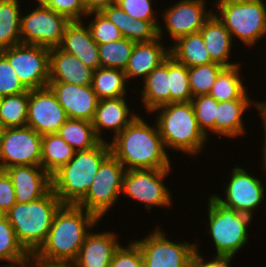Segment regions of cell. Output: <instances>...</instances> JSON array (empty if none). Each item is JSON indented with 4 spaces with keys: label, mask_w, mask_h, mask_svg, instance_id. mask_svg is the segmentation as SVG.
<instances>
[{
    "label": "cell",
    "mask_w": 266,
    "mask_h": 267,
    "mask_svg": "<svg viewBox=\"0 0 266 267\" xmlns=\"http://www.w3.org/2000/svg\"><path fill=\"white\" fill-rule=\"evenodd\" d=\"M143 84L140 102L146 112L150 113L155 108L170 103L168 57L144 79Z\"/></svg>",
    "instance_id": "cell-27"
},
{
    "label": "cell",
    "mask_w": 266,
    "mask_h": 267,
    "mask_svg": "<svg viewBox=\"0 0 266 267\" xmlns=\"http://www.w3.org/2000/svg\"><path fill=\"white\" fill-rule=\"evenodd\" d=\"M2 99H3V96L0 95V106H1V103H2Z\"/></svg>",
    "instance_id": "cell-52"
},
{
    "label": "cell",
    "mask_w": 266,
    "mask_h": 267,
    "mask_svg": "<svg viewBox=\"0 0 266 267\" xmlns=\"http://www.w3.org/2000/svg\"><path fill=\"white\" fill-rule=\"evenodd\" d=\"M62 205L50 189L41 198L28 202H16L4 215L12 225L18 241L33 256L45 242L56 211Z\"/></svg>",
    "instance_id": "cell-5"
},
{
    "label": "cell",
    "mask_w": 266,
    "mask_h": 267,
    "mask_svg": "<svg viewBox=\"0 0 266 267\" xmlns=\"http://www.w3.org/2000/svg\"><path fill=\"white\" fill-rule=\"evenodd\" d=\"M168 74L170 77V103L189 102L192 94L190 89L188 68L173 56H168Z\"/></svg>",
    "instance_id": "cell-38"
},
{
    "label": "cell",
    "mask_w": 266,
    "mask_h": 267,
    "mask_svg": "<svg viewBox=\"0 0 266 267\" xmlns=\"http://www.w3.org/2000/svg\"><path fill=\"white\" fill-rule=\"evenodd\" d=\"M250 105L256 107L260 117L266 112V101L234 99L218 102L214 122V134L235 139L238 136H242L246 132L243 115L250 108Z\"/></svg>",
    "instance_id": "cell-19"
},
{
    "label": "cell",
    "mask_w": 266,
    "mask_h": 267,
    "mask_svg": "<svg viewBox=\"0 0 266 267\" xmlns=\"http://www.w3.org/2000/svg\"><path fill=\"white\" fill-rule=\"evenodd\" d=\"M35 8L21 15V43L49 49L59 47L66 26L71 21L45 5H37Z\"/></svg>",
    "instance_id": "cell-13"
},
{
    "label": "cell",
    "mask_w": 266,
    "mask_h": 267,
    "mask_svg": "<svg viewBox=\"0 0 266 267\" xmlns=\"http://www.w3.org/2000/svg\"><path fill=\"white\" fill-rule=\"evenodd\" d=\"M58 134L75 150L86 151L97 146L101 140L96 136L92 122L68 118Z\"/></svg>",
    "instance_id": "cell-32"
},
{
    "label": "cell",
    "mask_w": 266,
    "mask_h": 267,
    "mask_svg": "<svg viewBox=\"0 0 266 267\" xmlns=\"http://www.w3.org/2000/svg\"><path fill=\"white\" fill-rule=\"evenodd\" d=\"M225 66L212 62L188 68V77L192 97L209 95L212 86Z\"/></svg>",
    "instance_id": "cell-37"
},
{
    "label": "cell",
    "mask_w": 266,
    "mask_h": 267,
    "mask_svg": "<svg viewBox=\"0 0 266 267\" xmlns=\"http://www.w3.org/2000/svg\"><path fill=\"white\" fill-rule=\"evenodd\" d=\"M28 89L20 82L15 70L0 53V95H16Z\"/></svg>",
    "instance_id": "cell-42"
},
{
    "label": "cell",
    "mask_w": 266,
    "mask_h": 267,
    "mask_svg": "<svg viewBox=\"0 0 266 267\" xmlns=\"http://www.w3.org/2000/svg\"><path fill=\"white\" fill-rule=\"evenodd\" d=\"M68 118L92 122L99 98L92 85L79 86L69 83H48Z\"/></svg>",
    "instance_id": "cell-17"
},
{
    "label": "cell",
    "mask_w": 266,
    "mask_h": 267,
    "mask_svg": "<svg viewBox=\"0 0 266 267\" xmlns=\"http://www.w3.org/2000/svg\"><path fill=\"white\" fill-rule=\"evenodd\" d=\"M240 64L225 67L217 77L215 84L209 93L218 102L234 99H251L247 89L243 85L244 76L240 75Z\"/></svg>",
    "instance_id": "cell-29"
},
{
    "label": "cell",
    "mask_w": 266,
    "mask_h": 267,
    "mask_svg": "<svg viewBox=\"0 0 266 267\" xmlns=\"http://www.w3.org/2000/svg\"><path fill=\"white\" fill-rule=\"evenodd\" d=\"M231 171L230 180L224 188L226 198L223 199L219 194L214 196L223 205L253 217L266 197L265 187L260 179L248 174L242 167L236 166Z\"/></svg>",
    "instance_id": "cell-14"
},
{
    "label": "cell",
    "mask_w": 266,
    "mask_h": 267,
    "mask_svg": "<svg viewBox=\"0 0 266 267\" xmlns=\"http://www.w3.org/2000/svg\"><path fill=\"white\" fill-rule=\"evenodd\" d=\"M111 154L107 141L74 157L51 175V189L62 204L77 205L87 194L102 162Z\"/></svg>",
    "instance_id": "cell-3"
},
{
    "label": "cell",
    "mask_w": 266,
    "mask_h": 267,
    "mask_svg": "<svg viewBox=\"0 0 266 267\" xmlns=\"http://www.w3.org/2000/svg\"><path fill=\"white\" fill-rule=\"evenodd\" d=\"M111 141L109 142L111 154L126 171L172 167L156 122L153 127L143 117L137 115Z\"/></svg>",
    "instance_id": "cell-2"
},
{
    "label": "cell",
    "mask_w": 266,
    "mask_h": 267,
    "mask_svg": "<svg viewBox=\"0 0 266 267\" xmlns=\"http://www.w3.org/2000/svg\"><path fill=\"white\" fill-rule=\"evenodd\" d=\"M30 265H32V266H30ZM36 267L35 265H33L31 262H29V263H27V264H25V265H22V266H18V267Z\"/></svg>",
    "instance_id": "cell-51"
},
{
    "label": "cell",
    "mask_w": 266,
    "mask_h": 267,
    "mask_svg": "<svg viewBox=\"0 0 266 267\" xmlns=\"http://www.w3.org/2000/svg\"><path fill=\"white\" fill-rule=\"evenodd\" d=\"M152 0H117L116 3L119 7L124 10L130 17L137 20L150 21L157 29L158 36H165L164 28L160 26L159 21L157 20L156 14H154V8L152 6Z\"/></svg>",
    "instance_id": "cell-40"
},
{
    "label": "cell",
    "mask_w": 266,
    "mask_h": 267,
    "mask_svg": "<svg viewBox=\"0 0 266 267\" xmlns=\"http://www.w3.org/2000/svg\"><path fill=\"white\" fill-rule=\"evenodd\" d=\"M156 124L165 149L188 155L204 151L209 138L199 128L191 101L168 103L155 108Z\"/></svg>",
    "instance_id": "cell-4"
},
{
    "label": "cell",
    "mask_w": 266,
    "mask_h": 267,
    "mask_svg": "<svg viewBox=\"0 0 266 267\" xmlns=\"http://www.w3.org/2000/svg\"><path fill=\"white\" fill-rule=\"evenodd\" d=\"M16 203L14 186L5 171L0 170V211L5 214Z\"/></svg>",
    "instance_id": "cell-45"
},
{
    "label": "cell",
    "mask_w": 266,
    "mask_h": 267,
    "mask_svg": "<svg viewBox=\"0 0 266 267\" xmlns=\"http://www.w3.org/2000/svg\"><path fill=\"white\" fill-rule=\"evenodd\" d=\"M38 2V5H46L49 0H36Z\"/></svg>",
    "instance_id": "cell-50"
},
{
    "label": "cell",
    "mask_w": 266,
    "mask_h": 267,
    "mask_svg": "<svg viewBox=\"0 0 266 267\" xmlns=\"http://www.w3.org/2000/svg\"><path fill=\"white\" fill-rule=\"evenodd\" d=\"M19 0H0V50L21 44Z\"/></svg>",
    "instance_id": "cell-31"
},
{
    "label": "cell",
    "mask_w": 266,
    "mask_h": 267,
    "mask_svg": "<svg viewBox=\"0 0 266 267\" xmlns=\"http://www.w3.org/2000/svg\"><path fill=\"white\" fill-rule=\"evenodd\" d=\"M130 110L125 96L99 100L92 120L96 136L101 141H107L102 137L105 130L112 132V138L121 133L137 116V113Z\"/></svg>",
    "instance_id": "cell-20"
},
{
    "label": "cell",
    "mask_w": 266,
    "mask_h": 267,
    "mask_svg": "<svg viewBox=\"0 0 266 267\" xmlns=\"http://www.w3.org/2000/svg\"><path fill=\"white\" fill-rule=\"evenodd\" d=\"M134 45V41L124 37L106 44H98L101 67L124 71L128 65Z\"/></svg>",
    "instance_id": "cell-36"
},
{
    "label": "cell",
    "mask_w": 266,
    "mask_h": 267,
    "mask_svg": "<svg viewBox=\"0 0 266 267\" xmlns=\"http://www.w3.org/2000/svg\"><path fill=\"white\" fill-rule=\"evenodd\" d=\"M205 5V0H179L163 10L164 28L173 42L188 34L200 32L214 13L211 9L207 11Z\"/></svg>",
    "instance_id": "cell-16"
},
{
    "label": "cell",
    "mask_w": 266,
    "mask_h": 267,
    "mask_svg": "<svg viewBox=\"0 0 266 267\" xmlns=\"http://www.w3.org/2000/svg\"><path fill=\"white\" fill-rule=\"evenodd\" d=\"M213 6L218 8L214 14L229 31L233 41L236 36L246 47H253L266 35L264 0H223Z\"/></svg>",
    "instance_id": "cell-6"
},
{
    "label": "cell",
    "mask_w": 266,
    "mask_h": 267,
    "mask_svg": "<svg viewBox=\"0 0 266 267\" xmlns=\"http://www.w3.org/2000/svg\"><path fill=\"white\" fill-rule=\"evenodd\" d=\"M127 84L123 70L100 67L93 72L91 85L99 100L126 96Z\"/></svg>",
    "instance_id": "cell-34"
},
{
    "label": "cell",
    "mask_w": 266,
    "mask_h": 267,
    "mask_svg": "<svg viewBox=\"0 0 266 267\" xmlns=\"http://www.w3.org/2000/svg\"><path fill=\"white\" fill-rule=\"evenodd\" d=\"M56 13L62 14L70 21H82L86 17L83 0H49L45 5Z\"/></svg>",
    "instance_id": "cell-44"
},
{
    "label": "cell",
    "mask_w": 266,
    "mask_h": 267,
    "mask_svg": "<svg viewBox=\"0 0 266 267\" xmlns=\"http://www.w3.org/2000/svg\"><path fill=\"white\" fill-rule=\"evenodd\" d=\"M117 0H83L87 13L100 12L109 5L115 4Z\"/></svg>",
    "instance_id": "cell-47"
},
{
    "label": "cell",
    "mask_w": 266,
    "mask_h": 267,
    "mask_svg": "<svg viewBox=\"0 0 266 267\" xmlns=\"http://www.w3.org/2000/svg\"><path fill=\"white\" fill-rule=\"evenodd\" d=\"M193 105L196 120L199 128L207 137L209 132L214 133V122L218 107V101L210 95H200L191 99Z\"/></svg>",
    "instance_id": "cell-39"
},
{
    "label": "cell",
    "mask_w": 266,
    "mask_h": 267,
    "mask_svg": "<svg viewBox=\"0 0 266 267\" xmlns=\"http://www.w3.org/2000/svg\"><path fill=\"white\" fill-rule=\"evenodd\" d=\"M114 232H89L76 260V267H109L115 251L120 247Z\"/></svg>",
    "instance_id": "cell-23"
},
{
    "label": "cell",
    "mask_w": 266,
    "mask_h": 267,
    "mask_svg": "<svg viewBox=\"0 0 266 267\" xmlns=\"http://www.w3.org/2000/svg\"><path fill=\"white\" fill-rule=\"evenodd\" d=\"M4 171L12 181L18 203L35 201L51 189V176L42 166H14Z\"/></svg>",
    "instance_id": "cell-18"
},
{
    "label": "cell",
    "mask_w": 266,
    "mask_h": 267,
    "mask_svg": "<svg viewBox=\"0 0 266 267\" xmlns=\"http://www.w3.org/2000/svg\"><path fill=\"white\" fill-rule=\"evenodd\" d=\"M158 36L149 42H135L128 65L124 70L127 81L144 79L170 55V47ZM141 76V77H140Z\"/></svg>",
    "instance_id": "cell-24"
},
{
    "label": "cell",
    "mask_w": 266,
    "mask_h": 267,
    "mask_svg": "<svg viewBox=\"0 0 266 267\" xmlns=\"http://www.w3.org/2000/svg\"><path fill=\"white\" fill-rule=\"evenodd\" d=\"M4 214L0 211V218L3 216Z\"/></svg>",
    "instance_id": "cell-53"
},
{
    "label": "cell",
    "mask_w": 266,
    "mask_h": 267,
    "mask_svg": "<svg viewBox=\"0 0 266 267\" xmlns=\"http://www.w3.org/2000/svg\"><path fill=\"white\" fill-rule=\"evenodd\" d=\"M213 256V259L207 261L200 254L198 246H196L193 267H230L231 259L233 260L234 258L229 256Z\"/></svg>",
    "instance_id": "cell-46"
},
{
    "label": "cell",
    "mask_w": 266,
    "mask_h": 267,
    "mask_svg": "<svg viewBox=\"0 0 266 267\" xmlns=\"http://www.w3.org/2000/svg\"><path fill=\"white\" fill-rule=\"evenodd\" d=\"M93 15V20L86 25L89 27L92 38L97 44H106L123 38L118 27L101 12H90L86 16L91 17Z\"/></svg>",
    "instance_id": "cell-41"
},
{
    "label": "cell",
    "mask_w": 266,
    "mask_h": 267,
    "mask_svg": "<svg viewBox=\"0 0 266 267\" xmlns=\"http://www.w3.org/2000/svg\"><path fill=\"white\" fill-rule=\"evenodd\" d=\"M83 22L71 21L66 26L59 47L95 71L101 67L98 44L93 40L89 27Z\"/></svg>",
    "instance_id": "cell-22"
},
{
    "label": "cell",
    "mask_w": 266,
    "mask_h": 267,
    "mask_svg": "<svg viewBox=\"0 0 266 267\" xmlns=\"http://www.w3.org/2000/svg\"><path fill=\"white\" fill-rule=\"evenodd\" d=\"M208 201L209 228L206 230L214 242L215 256L235 257L248 243V227L252 217L223 205L213 194Z\"/></svg>",
    "instance_id": "cell-7"
},
{
    "label": "cell",
    "mask_w": 266,
    "mask_h": 267,
    "mask_svg": "<svg viewBox=\"0 0 266 267\" xmlns=\"http://www.w3.org/2000/svg\"><path fill=\"white\" fill-rule=\"evenodd\" d=\"M118 29L122 37L134 42H149L158 37V29L145 20H135L122 10L117 3L100 11Z\"/></svg>",
    "instance_id": "cell-26"
},
{
    "label": "cell",
    "mask_w": 266,
    "mask_h": 267,
    "mask_svg": "<svg viewBox=\"0 0 266 267\" xmlns=\"http://www.w3.org/2000/svg\"><path fill=\"white\" fill-rule=\"evenodd\" d=\"M170 55L187 68L212 63L201 32L179 38L170 46Z\"/></svg>",
    "instance_id": "cell-28"
},
{
    "label": "cell",
    "mask_w": 266,
    "mask_h": 267,
    "mask_svg": "<svg viewBox=\"0 0 266 267\" xmlns=\"http://www.w3.org/2000/svg\"><path fill=\"white\" fill-rule=\"evenodd\" d=\"M0 53L8 60L20 82L28 90L48 86L49 48L21 43L0 50Z\"/></svg>",
    "instance_id": "cell-11"
},
{
    "label": "cell",
    "mask_w": 266,
    "mask_h": 267,
    "mask_svg": "<svg viewBox=\"0 0 266 267\" xmlns=\"http://www.w3.org/2000/svg\"><path fill=\"white\" fill-rule=\"evenodd\" d=\"M261 120H262V125H263V128H264V143H263V147H262V149H263V152H262V158H263V160H262V162H263V169H264V171L266 170V112L261 116V118H260Z\"/></svg>",
    "instance_id": "cell-49"
},
{
    "label": "cell",
    "mask_w": 266,
    "mask_h": 267,
    "mask_svg": "<svg viewBox=\"0 0 266 267\" xmlns=\"http://www.w3.org/2000/svg\"><path fill=\"white\" fill-rule=\"evenodd\" d=\"M29 90L16 95L3 96L0 106L1 128L24 127L27 124Z\"/></svg>",
    "instance_id": "cell-35"
},
{
    "label": "cell",
    "mask_w": 266,
    "mask_h": 267,
    "mask_svg": "<svg viewBox=\"0 0 266 267\" xmlns=\"http://www.w3.org/2000/svg\"><path fill=\"white\" fill-rule=\"evenodd\" d=\"M36 267H76L74 263L31 261Z\"/></svg>",
    "instance_id": "cell-48"
},
{
    "label": "cell",
    "mask_w": 266,
    "mask_h": 267,
    "mask_svg": "<svg viewBox=\"0 0 266 267\" xmlns=\"http://www.w3.org/2000/svg\"><path fill=\"white\" fill-rule=\"evenodd\" d=\"M200 32L203 36L206 50L213 62L225 67L240 64L239 62H229L234 41L229 31L214 13L205 22Z\"/></svg>",
    "instance_id": "cell-25"
},
{
    "label": "cell",
    "mask_w": 266,
    "mask_h": 267,
    "mask_svg": "<svg viewBox=\"0 0 266 267\" xmlns=\"http://www.w3.org/2000/svg\"><path fill=\"white\" fill-rule=\"evenodd\" d=\"M99 221L78 205L62 204L54 215L45 242L31 261L73 263L86 235Z\"/></svg>",
    "instance_id": "cell-1"
},
{
    "label": "cell",
    "mask_w": 266,
    "mask_h": 267,
    "mask_svg": "<svg viewBox=\"0 0 266 267\" xmlns=\"http://www.w3.org/2000/svg\"><path fill=\"white\" fill-rule=\"evenodd\" d=\"M32 256L20 244L15 231L5 215L0 218V262L3 267H18L31 262Z\"/></svg>",
    "instance_id": "cell-33"
},
{
    "label": "cell",
    "mask_w": 266,
    "mask_h": 267,
    "mask_svg": "<svg viewBox=\"0 0 266 267\" xmlns=\"http://www.w3.org/2000/svg\"><path fill=\"white\" fill-rule=\"evenodd\" d=\"M125 167L110 154L100 165L85 197L77 204L99 220L120 199Z\"/></svg>",
    "instance_id": "cell-8"
},
{
    "label": "cell",
    "mask_w": 266,
    "mask_h": 267,
    "mask_svg": "<svg viewBox=\"0 0 266 267\" xmlns=\"http://www.w3.org/2000/svg\"><path fill=\"white\" fill-rule=\"evenodd\" d=\"M157 227L144 239L134 240L141 250L143 267H193L196 244L173 242Z\"/></svg>",
    "instance_id": "cell-9"
},
{
    "label": "cell",
    "mask_w": 266,
    "mask_h": 267,
    "mask_svg": "<svg viewBox=\"0 0 266 267\" xmlns=\"http://www.w3.org/2000/svg\"><path fill=\"white\" fill-rule=\"evenodd\" d=\"M75 150L57 133L42 136L41 166L51 176L67 164Z\"/></svg>",
    "instance_id": "cell-30"
},
{
    "label": "cell",
    "mask_w": 266,
    "mask_h": 267,
    "mask_svg": "<svg viewBox=\"0 0 266 267\" xmlns=\"http://www.w3.org/2000/svg\"><path fill=\"white\" fill-rule=\"evenodd\" d=\"M171 170L172 168L127 170L123 176L121 194L144 203L147 211L153 206H172L171 191L164 184L165 178L171 175Z\"/></svg>",
    "instance_id": "cell-10"
},
{
    "label": "cell",
    "mask_w": 266,
    "mask_h": 267,
    "mask_svg": "<svg viewBox=\"0 0 266 267\" xmlns=\"http://www.w3.org/2000/svg\"><path fill=\"white\" fill-rule=\"evenodd\" d=\"M93 72L77 57L60 47L51 48L49 54V83L91 85Z\"/></svg>",
    "instance_id": "cell-21"
},
{
    "label": "cell",
    "mask_w": 266,
    "mask_h": 267,
    "mask_svg": "<svg viewBox=\"0 0 266 267\" xmlns=\"http://www.w3.org/2000/svg\"><path fill=\"white\" fill-rule=\"evenodd\" d=\"M67 119L65 110L48 86L29 90L26 126L42 136L57 134Z\"/></svg>",
    "instance_id": "cell-15"
},
{
    "label": "cell",
    "mask_w": 266,
    "mask_h": 267,
    "mask_svg": "<svg viewBox=\"0 0 266 267\" xmlns=\"http://www.w3.org/2000/svg\"><path fill=\"white\" fill-rule=\"evenodd\" d=\"M42 135L29 126L3 128L0 133V170L41 166Z\"/></svg>",
    "instance_id": "cell-12"
},
{
    "label": "cell",
    "mask_w": 266,
    "mask_h": 267,
    "mask_svg": "<svg viewBox=\"0 0 266 267\" xmlns=\"http://www.w3.org/2000/svg\"><path fill=\"white\" fill-rule=\"evenodd\" d=\"M120 247L115 251L109 267H143V260L139 246L130 241L128 245Z\"/></svg>",
    "instance_id": "cell-43"
}]
</instances>
